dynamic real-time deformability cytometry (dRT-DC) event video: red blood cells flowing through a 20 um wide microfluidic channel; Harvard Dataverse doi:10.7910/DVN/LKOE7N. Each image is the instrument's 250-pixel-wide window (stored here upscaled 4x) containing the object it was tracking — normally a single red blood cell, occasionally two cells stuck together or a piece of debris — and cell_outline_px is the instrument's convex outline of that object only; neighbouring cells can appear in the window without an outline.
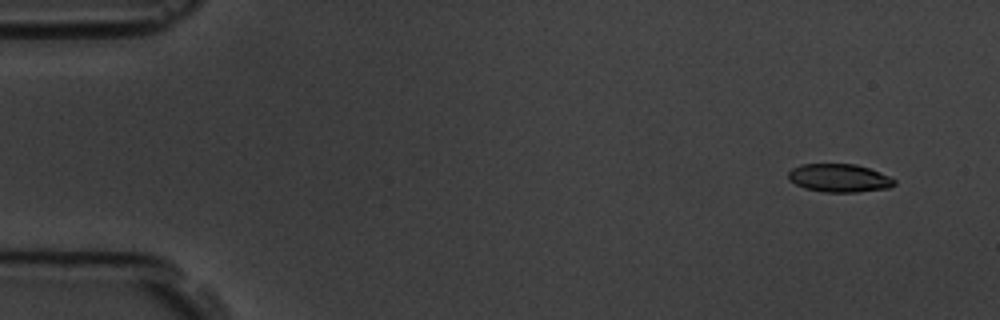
{"species": "common noctule bat (a hibernating species)", "species_latin": "Nyctalus noctula", "temperature_condition": "room temperature", "stored_images_in_passage": 5, "camera_frame_rate_fps": 3000, "um_per_image_px": 0.085, "animal": {"sex": "male", "body_mass_g": 19.5, "forearm_length_mm": 54.6}, "frame": {"image": 1, "passage_image": 2, "time_ms": 1.0, "image_size_px": [1000, 320], "cell_outline_px": [[896, 184], [888, 188], [856, 192], [824, 192], [804, 188], [788, 180], [788, 172], [792, 168], [800, 164], [856, 164], [868, 168], [888, 176], [896, 180]], "centroid_in_image_um": [71.3, 15.13], "position_along_channel_um": 13.7, "area_um2": 17.4}}